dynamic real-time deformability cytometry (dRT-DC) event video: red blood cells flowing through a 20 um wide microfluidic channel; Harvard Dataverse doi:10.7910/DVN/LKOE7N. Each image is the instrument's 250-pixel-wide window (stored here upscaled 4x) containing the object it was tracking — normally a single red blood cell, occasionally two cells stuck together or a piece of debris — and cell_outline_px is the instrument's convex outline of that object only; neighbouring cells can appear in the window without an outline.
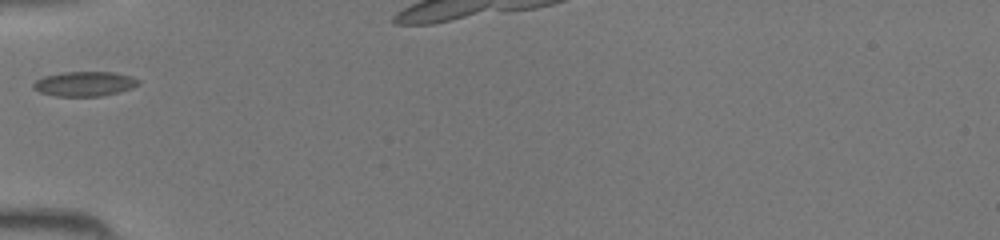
{"species": "common noctule bat (a hibernating species)", "species_latin": "Nyctalus noctula", "temperature_condition": "room temperature", "stored_images_in_passage": 24, "camera_frame_rate_fps": 3000, "um_per_image_px": 0.085, "animal": {"sex": "female", "body_mass_g": 19.5, "forearm_length_mm": 54.1}, "frame": {"image": 1, "passage_image": 1, "time_ms": 0.0, "image_size_px": [1000, 240], "cell_outline_px": [[140, 84], [132, 88], [120, 92], [100, 96], [56, 96], [40, 92], [32, 88], [32, 84], [36, 80], [44, 76], [64, 72], [112, 72], [132, 76], [140, 80]], "centroid_in_image_um": [7.21, 7.12], "position_along_channel_um": 77.8, "area_um2": 15.2}}
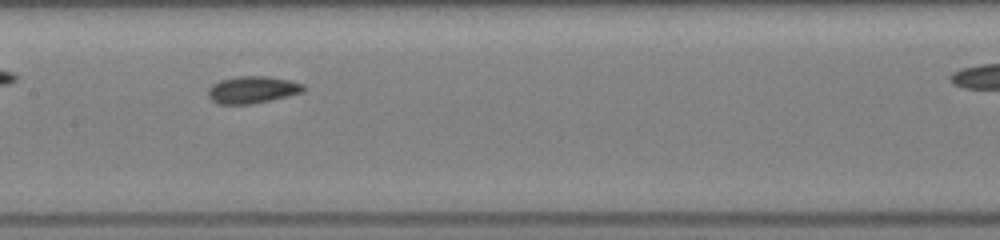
{"frame": {"image": 2, "passage_image": 8, "time_ms": 2.333, "image_size_px": [1000, 240], "cell_outline_px": [[304, 92], [272, 100], [252, 104], [216, 104], [208, 96], [208, 88], [212, 84], [220, 80], [240, 76], [264, 76], [288, 80], [304, 84]], "centroid_in_image_um": [21.44, 7.64], "position_along_channel_um": 186.0, "area_um2": 15.09}}
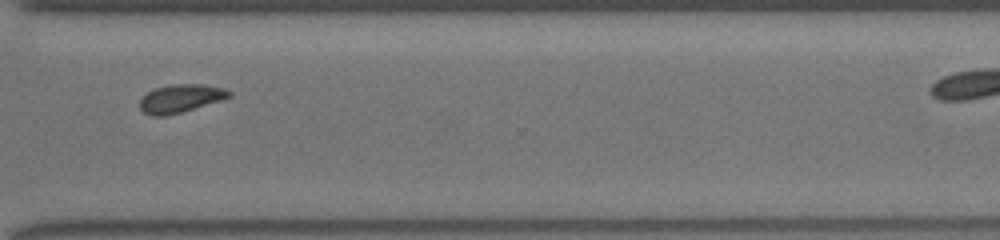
{"frame": {"image": 3, "passage_image": 19, "time_ms": 6.0, "image_size_px": [1000, 240], "cell_outline_px": [[232, 96], [224, 100], [180, 112], [164, 116], [152, 116], [144, 112], [140, 108], [140, 100], [148, 92], [156, 88], [172, 84], [204, 84], [224, 88], [232, 92]], "centroid_in_image_um": [15.4, 8.36], "position_along_channel_um": 355.2, "area_um2": 14.62}}